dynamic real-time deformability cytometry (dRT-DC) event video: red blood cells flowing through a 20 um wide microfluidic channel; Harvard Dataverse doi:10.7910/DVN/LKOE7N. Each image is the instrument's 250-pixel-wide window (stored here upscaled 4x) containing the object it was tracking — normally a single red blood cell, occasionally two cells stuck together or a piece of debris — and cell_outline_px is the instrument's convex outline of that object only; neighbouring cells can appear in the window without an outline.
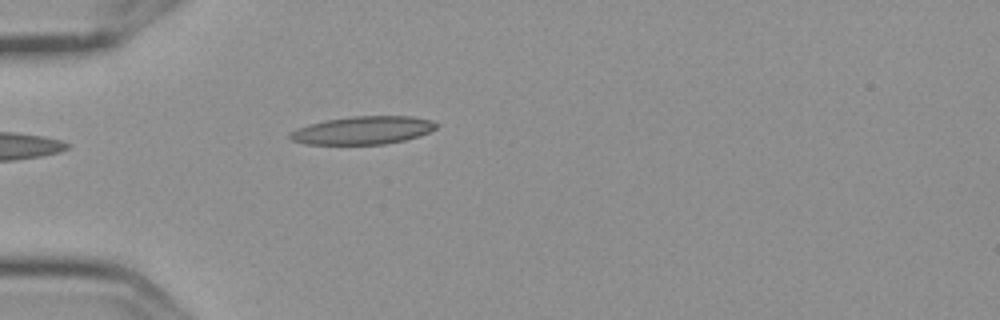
{"species": "Egyptian fruit bat (a non-hibernating species)", "species_latin": "Rousettus aegyptiacus", "temperature_condition": "cold", "stored_images_in_passage": 4, "camera_frame_rate_fps": 3000, "um_per_image_px": 0.085, "frame": {"image": 1, "passage_image": 4, "time_ms": 1.0, "image_size_px": [1000, 320], "cell_outline_px": [[436, 128], [420, 136], [404, 140], [384, 144], [304, 144], [292, 140], [288, 136], [296, 128], [308, 124], [324, 120], [352, 116], [412, 116], [432, 120], [436, 124]], "centroid_in_image_um": [30.83, 11.07], "position_along_channel_um": 54.2, "area_um2": 23.87}}